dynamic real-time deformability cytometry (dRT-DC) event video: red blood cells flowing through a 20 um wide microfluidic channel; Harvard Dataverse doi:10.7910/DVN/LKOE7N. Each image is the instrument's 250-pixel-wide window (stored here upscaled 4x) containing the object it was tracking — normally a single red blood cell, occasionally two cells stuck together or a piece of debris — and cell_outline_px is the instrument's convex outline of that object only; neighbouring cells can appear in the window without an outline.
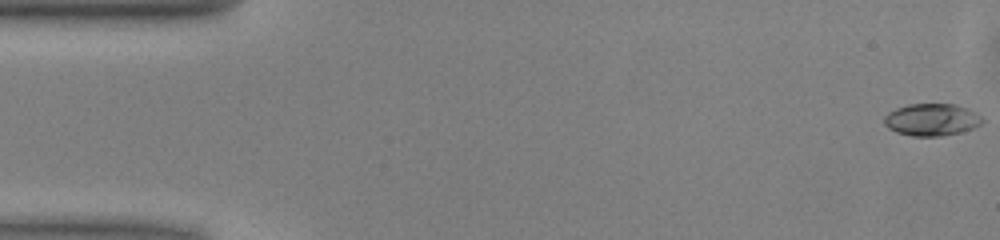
{"species": "common noctule bat (a hibernating species)", "species_latin": "Nyctalus noctula", "temperature_condition": "warm", "stored_images_in_passage": 51, "camera_frame_rate_fps": 3000, "um_per_image_px": 0.085, "animal": {"sex": "male", "body_mass_g": 13.0, "forearm_length_mm": 53.1}, "frame": {"image": 1, "passage_image": 1, "time_ms": 0.0, "image_size_px": [1000, 240], "cell_outline_px": [[984, 120], [980, 124], [972, 128], [960, 132], [940, 136], [912, 136], [896, 132], [888, 128], [884, 124], [884, 116], [888, 112], [896, 108], [908, 104], [956, 104], [968, 108], [976, 112]], "centroid_in_image_um": [79.18, 10.16], "position_along_channel_um": 5.8, "area_um2": 18.44}}
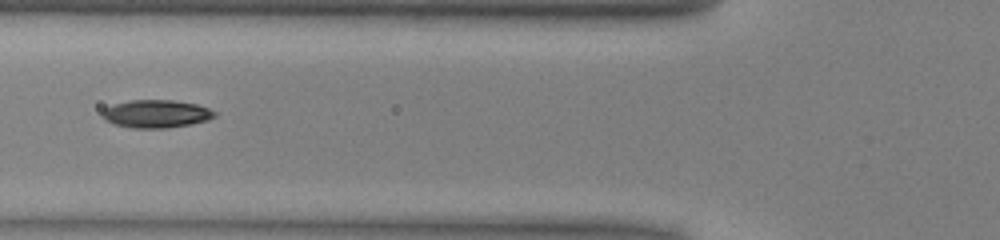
{"frame": {"image": 2, "passage_image": 19, "time_ms": 6.0, "image_size_px": [1000, 240], "cell_outline_px": [[216, 116], [208, 120], [192, 124], [168, 128], [132, 128], [116, 124], [104, 120], [100, 112], [104, 108], [116, 104], [132, 100], [172, 100], [196, 104], [208, 108], [216, 112]], "centroid_in_image_um": [13.28, 9.68], "position_along_channel_um": 112.5, "area_um2": 18.26}}
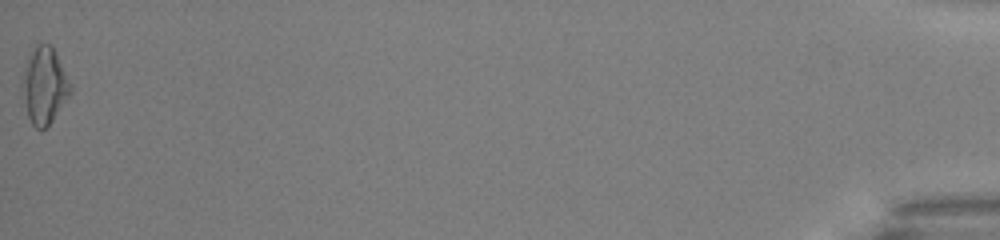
{"frame": {"image": 3, "passage_image": 51, "time_ms": 16.667, "image_size_px": [1000, 240], "cell_outline_px": [[72, 92], [52, 120], [40, 132], [32, 124], [28, 116], [20, 84], [28, 52], [36, 44], [48, 44], [52, 48], [72, 88]], "centroid_in_image_um": [3.72, 7.28], "position_along_channel_um": 431.5, "area_um2": 21.21}, "authors_computed_cell_mechanics": {"area_um2": 17.9758, "velocity_mm_per_s": 4.0324, "shape_relaxation_time_tau1_ms": 3.4844, "shape_relaxation_time_tau2_ms": 4.3, "deformation_change_tau1": 0.141, "deformation_change_tau2": 0.104}}